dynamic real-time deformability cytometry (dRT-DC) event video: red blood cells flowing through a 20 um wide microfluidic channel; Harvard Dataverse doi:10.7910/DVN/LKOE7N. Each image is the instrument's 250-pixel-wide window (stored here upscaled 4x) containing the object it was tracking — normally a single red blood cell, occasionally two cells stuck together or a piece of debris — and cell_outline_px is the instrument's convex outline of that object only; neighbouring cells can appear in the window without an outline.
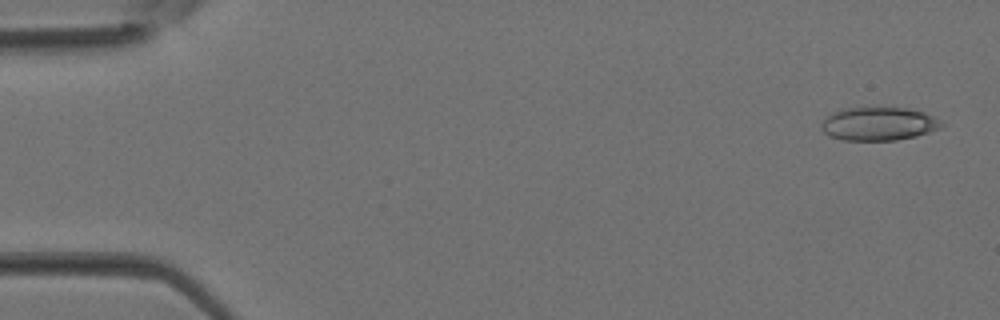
{"species": "Egyptian fruit bat (a non-hibernating species)", "species_latin": "Rousettus aegyptiacus", "temperature_condition": "room temperature", "stored_images_in_passage": 4, "camera_frame_rate_fps": 3000, "um_per_image_px": 0.085, "animal": {"sex": "female"}, "frame": {"image": 1, "passage_image": 1, "time_ms": 0.0, "image_size_px": [1000, 320], "cell_outline_px": [[944, 124], [940, 128], [916, 136], [896, 140], [844, 140], [832, 136], [824, 132], [820, 128], [820, 124], [824, 116], [840, 108], [904, 108], [924, 112], [940, 120]], "centroid_in_image_um": [74.64, 10.52], "position_along_channel_um": 10.4, "area_um2": 23.35}}